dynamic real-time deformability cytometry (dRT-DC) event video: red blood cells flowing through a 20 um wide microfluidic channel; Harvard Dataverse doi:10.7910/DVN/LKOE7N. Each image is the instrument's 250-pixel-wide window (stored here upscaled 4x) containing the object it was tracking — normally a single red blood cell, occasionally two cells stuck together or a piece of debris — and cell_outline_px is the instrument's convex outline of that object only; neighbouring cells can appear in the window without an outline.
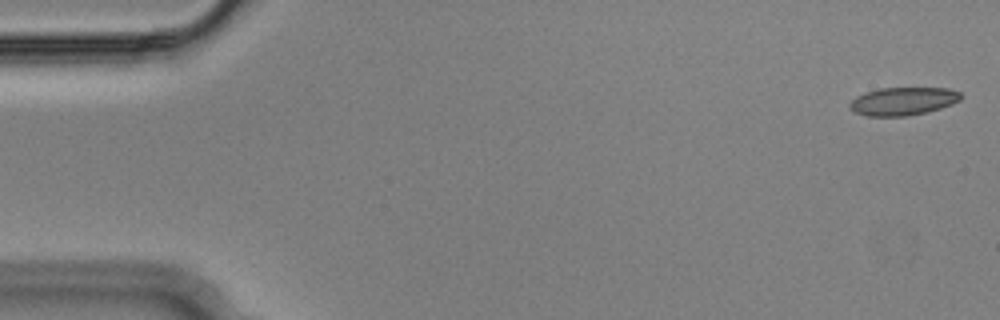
{"species": "Egyptian fruit bat (a non-hibernating species)", "species_latin": "Rousettus aegyptiacus", "temperature_condition": "cold", "stored_images_in_passage": 54, "camera_frame_rate_fps": 3000, "um_per_image_px": 0.085, "animal": {"sex": "male"}, "frame": {"image": 1, "passage_image": 1, "time_ms": 0.0, "image_size_px": [1000, 320], "cell_outline_px": [[964, 96], [960, 100], [952, 104], [940, 108], [908, 116], [868, 116], [856, 112], [848, 108], [848, 104], [856, 96], [864, 92], [880, 88], [948, 88], [960, 92]], "centroid_in_image_um": [76.75, 8.59], "position_along_channel_um": 8.2, "area_um2": 18.21}}
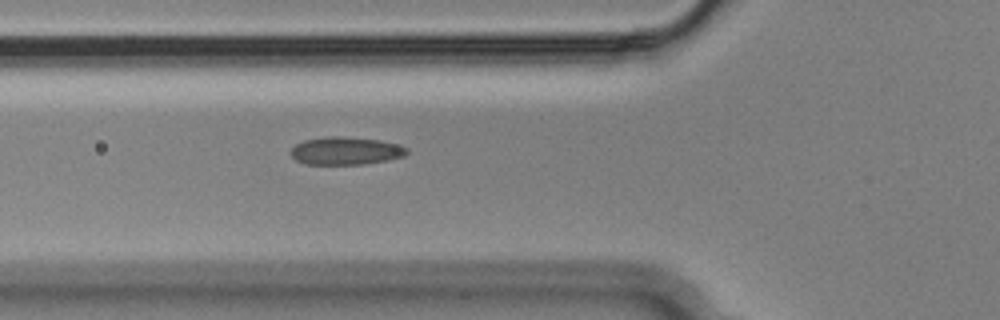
{"frame": {"image": 2, "passage_image": 19, "time_ms": 6.0, "image_size_px": [1000, 320], "cell_outline_px": [[408, 152], [404, 156], [388, 160], [364, 164], [304, 164], [296, 160], [292, 156], [292, 148], [296, 144], [304, 140], [332, 136], [340, 136], [380, 140], [396, 144], [408, 148]], "centroid_in_image_um": [29.4, 12.82], "position_along_channel_um": 96.4, "area_um2": 18.67}}
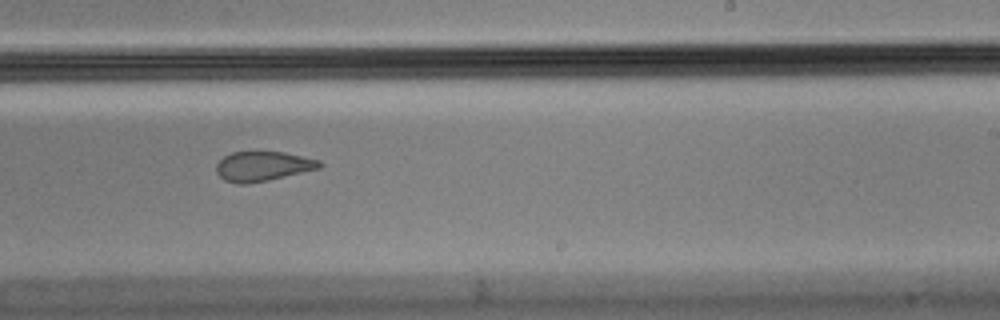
{"frame": {"image": 3, "passage_image": 33, "time_ms": 10.667, "image_size_px": [1000, 320], "cell_outline_px": [[324, 164], [320, 168], [268, 180], [248, 184], [236, 184], [224, 180], [216, 172], [216, 164], [224, 156], [232, 152], [284, 152], [320, 160]], "centroid_in_image_um": [22.33, 14.13], "position_along_channel_um": 266.7, "area_um2": 17.86}, "authors_computed_cell_mechanics": {"area_um2": 19.0451, "velocity_mm_per_s": 3.6378, "shape_relaxation_time_tau1_ms": null, "shape_relaxation_time_tau2_ms": 2.1415, "deformation_change_tau1": null, "deformation_change_tau2": 0.0892}}